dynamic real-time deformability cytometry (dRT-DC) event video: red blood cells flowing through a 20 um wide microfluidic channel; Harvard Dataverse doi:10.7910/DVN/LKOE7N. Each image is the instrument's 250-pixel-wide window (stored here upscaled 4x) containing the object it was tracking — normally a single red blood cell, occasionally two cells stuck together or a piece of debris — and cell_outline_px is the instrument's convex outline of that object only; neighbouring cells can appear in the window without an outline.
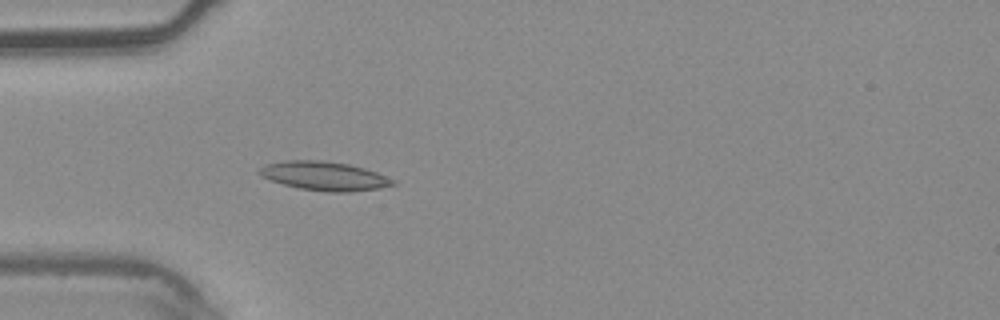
{"species": "common noctule bat (a hibernating species)", "species_latin": "Nyctalus noctula", "temperature_condition": "warm", "stored_images_in_passage": 3, "camera_frame_rate_fps": 3000, "um_per_image_px": 0.085, "animal": {"sex": "male", "body_mass_g": 20.4}, "frame": {"image": 1, "passage_image": 3, "time_ms": 0.667, "image_size_px": [1000, 320], "cell_outline_px": [[396, 184], [380, 188], [348, 192], [328, 192], [300, 188], [284, 184], [260, 176], [256, 172], [264, 164], [284, 160], [324, 160], [348, 164], [364, 168], [376, 172], [396, 180]], "centroid_in_image_um": [27.56, 14.95], "position_along_channel_um": 57.4, "area_um2": 22.54}}